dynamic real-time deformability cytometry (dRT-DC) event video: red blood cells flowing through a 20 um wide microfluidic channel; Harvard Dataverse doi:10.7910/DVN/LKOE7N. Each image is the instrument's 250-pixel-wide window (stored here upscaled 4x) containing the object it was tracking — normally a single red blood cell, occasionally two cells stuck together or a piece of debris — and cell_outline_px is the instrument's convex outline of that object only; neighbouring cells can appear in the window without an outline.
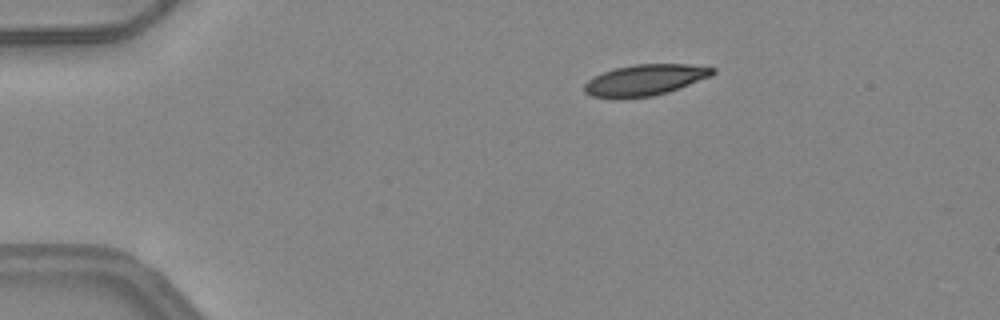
{"species": "common noctule bat (a hibernating species)", "species_latin": "Nyctalus noctula", "temperature_condition": "warm", "stored_images_in_passage": 42, "camera_frame_rate_fps": 3000, "um_per_image_px": 0.085, "animal": {"sex": "female", "body_mass_g": 24.6, "forearm_length_mm": 56.2}, "frame": {"image": 1, "passage_image": 2, "time_ms": 0.333, "image_size_px": [1000, 320], "cell_outline_px": [[716, 72], [712, 76], [680, 88], [668, 92], [652, 96], [624, 100], [616, 100], [592, 96], [584, 92], [584, 84], [592, 76], [616, 68], [636, 64], [688, 64], [716, 68]], "centroid_in_image_um": [54.8, 6.83], "position_along_channel_um": 30.2, "area_um2": 23.76}}
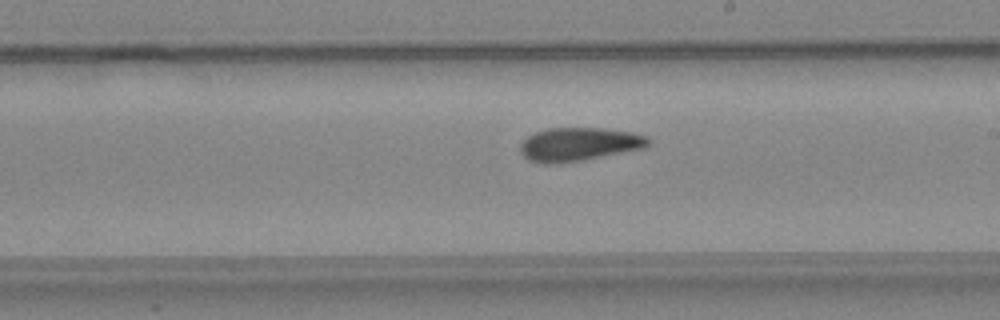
{"frame": {"image": 2, "passage_image": 22, "time_ms": 7.0, "image_size_px": [1000, 320], "cell_outline_px": [[648, 144], [644, 148], [584, 160], [552, 164], [544, 164], [528, 160], [520, 152], [520, 144], [528, 136], [536, 132], [548, 128], [604, 128], [632, 132], [644, 136], [648, 140]], "centroid_in_image_um": [49.17, 12.27], "position_along_channel_um": 239.8, "area_um2": 24.85}}
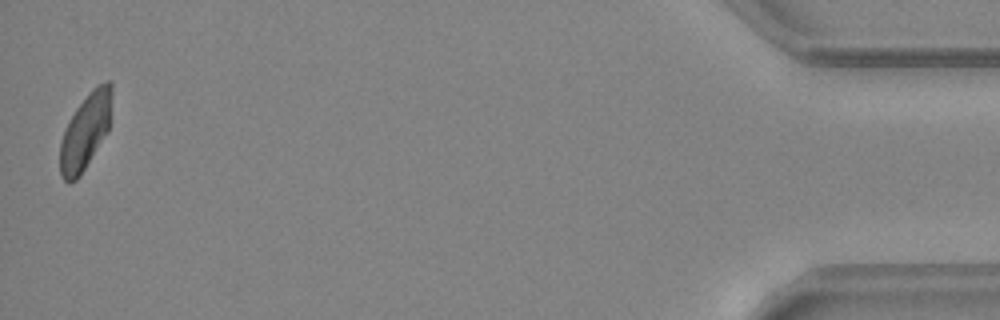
{"frame": {"image": 3, "passage_image": 42, "time_ms": 13.667, "image_size_px": [1000, 320], "cell_outline_px": [[112, 96], [108, 132], [80, 176], [76, 180], [68, 184], [60, 176], [60, 140], [76, 108], [92, 88], [96, 84], [104, 80], [108, 80], [112, 84]], "centroid_in_image_um": [7.27, 11.17], "position_along_channel_um": 427.9, "area_um2": 22.95}, "authors_computed_cell_mechanics": {"area_um2": 24.5072, "velocity_mm_per_s": 4.1605, "shape_relaxation_time_tau1_ms": 10.1875, "shape_relaxation_time_tau2_ms": 10.313, "deformation_change_tau1": 0.2296, "deformation_change_tau2": 0.1559}}